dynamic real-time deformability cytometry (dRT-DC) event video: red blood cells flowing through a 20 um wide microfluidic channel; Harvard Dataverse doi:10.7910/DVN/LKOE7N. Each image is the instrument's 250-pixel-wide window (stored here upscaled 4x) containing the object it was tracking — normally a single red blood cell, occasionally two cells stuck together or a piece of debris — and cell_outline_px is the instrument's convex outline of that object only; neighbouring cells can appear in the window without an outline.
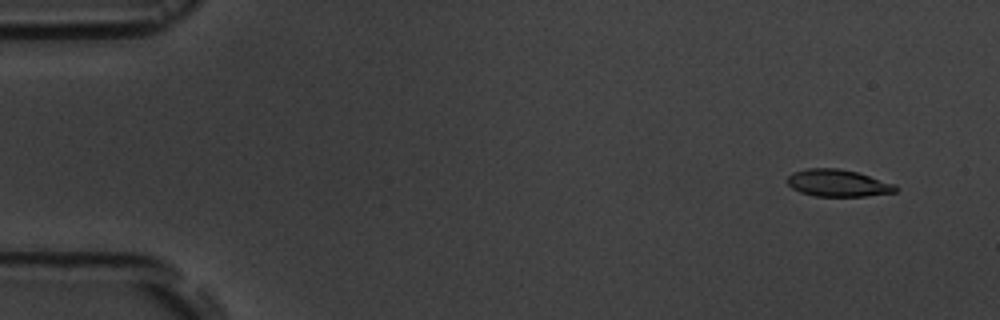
{"species": "common noctule bat (a hibernating species)", "species_latin": "Nyctalus noctula", "temperature_condition": "room temperature", "stored_images_in_passage": 10, "camera_frame_rate_fps": 3000, "um_per_image_px": 0.085, "animal": {"sex": "male", "body_mass_g": 19.5, "forearm_length_mm": 54.6}, "frame": {"image": 1, "passage_image": 2, "time_ms": 1.0, "image_size_px": [1000, 320], "cell_outline_px": [[896, 192], [864, 196], [816, 196], [800, 192], [792, 188], [784, 180], [792, 172], [808, 168], [840, 168], [856, 172], [896, 184]], "centroid_in_image_um": [71.18, 15.55], "position_along_channel_um": 13.8, "area_um2": 17.11}}
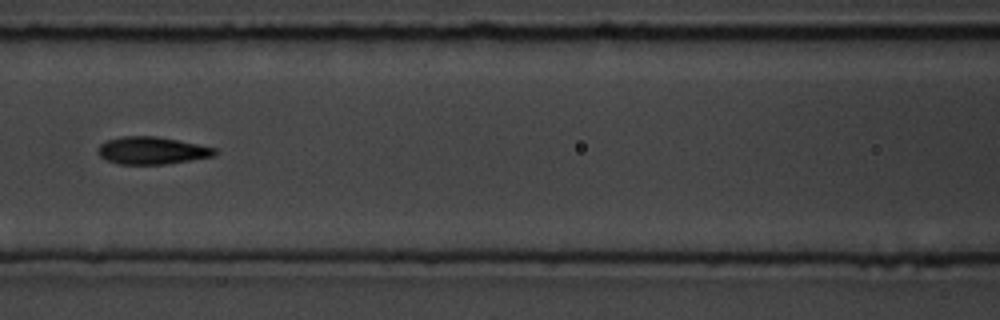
{"frame": {"image": 2, "passage_image": 8, "time_ms": 8.0, "image_size_px": [1000, 320], "cell_outline_px": [[220, 152], [216, 156], [192, 160], [164, 164], [120, 164], [108, 160], [100, 156], [96, 152], [100, 144], [108, 140], [120, 136], [156, 136], [216, 148]], "centroid_in_image_um": [12.94, 12.8], "position_along_channel_um": 153.7, "area_um2": 18.67}}
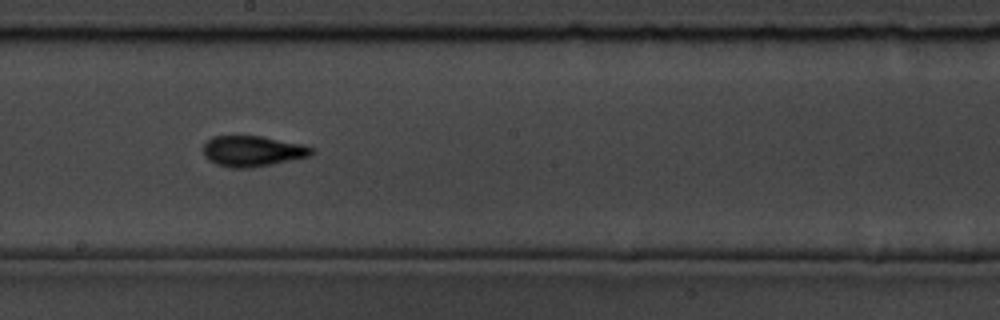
{"frame": {"image": 3, "passage_image": 10, "time_ms": 10.0, "image_size_px": [1000, 320], "cell_outline_px": [[312, 156], [252, 168], [228, 168], [216, 164], [208, 160], [204, 156], [204, 144], [212, 136], [260, 136], [300, 144], [312, 148]], "centroid_in_image_um": [21.43, 12.86], "position_along_channel_um": 226.8, "area_um2": 19.31}}